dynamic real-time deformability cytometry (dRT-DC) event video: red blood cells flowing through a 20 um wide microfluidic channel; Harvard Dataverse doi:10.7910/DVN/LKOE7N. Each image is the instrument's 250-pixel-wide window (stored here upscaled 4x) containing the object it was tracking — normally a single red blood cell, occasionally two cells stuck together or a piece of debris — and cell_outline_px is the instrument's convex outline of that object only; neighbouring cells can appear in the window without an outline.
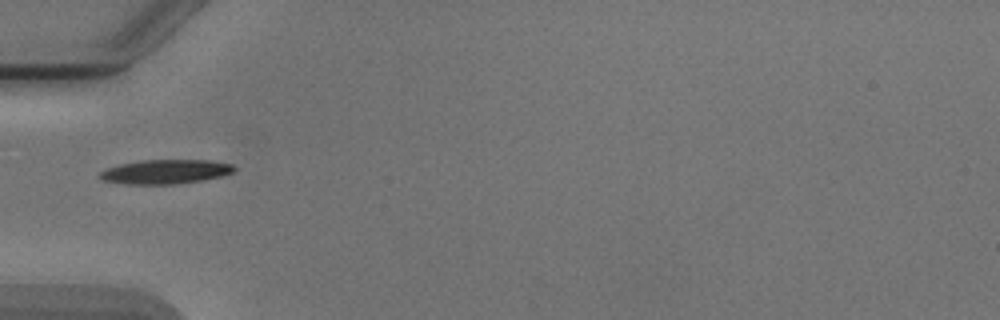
{"species": "Egyptian fruit bat (a non-hibernating species)", "species_latin": "Rousettus aegyptiacus", "temperature_condition": "cold", "stored_images_in_passage": 3, "camera_frame_rate_fps": 3000, "um_per_image_px": 0.085, "animal": {"sex": "male"}, "frame": {"image": 1, "passage_image": 3, "time_ms": 2.333, "image_size_px": [1000, 320], "cell_outline_px": [[236, 168], [232, 172], [220, 176], [200, 180], [176, 184], [128, 184], [100, 180], [96, 176], [100, 172], [108, 168], [120, 164], [140, 160], [208, 160], [232, 164]], "centroid_in_image_um": [14.01, 14.59], "position_along_channel_um": 71.0, "area_um2": 18.9}}